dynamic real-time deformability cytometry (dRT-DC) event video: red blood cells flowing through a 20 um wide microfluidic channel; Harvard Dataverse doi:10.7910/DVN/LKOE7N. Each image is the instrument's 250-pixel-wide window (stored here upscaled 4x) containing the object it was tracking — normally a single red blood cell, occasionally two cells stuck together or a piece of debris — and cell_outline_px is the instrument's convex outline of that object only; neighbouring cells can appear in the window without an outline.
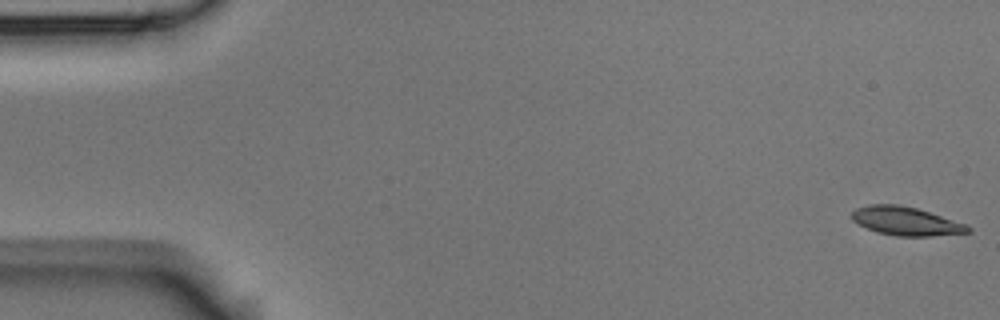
{"species": "Egyptian fruit bat (a non-hibernating species)", "species_latin": "Rousettus aegyptiacus", "temperature_condition": "room temperature", "stored_images_in_passage": 6, "camera_frame_rate_fps": 3000, "um_per_image_px": 0.085, "animal": {"sex": "male"}, "frame": {"image": 1, "passage_image": 1, "time_ms": 0.0, "image_size_px": [1000, 320], "cell_outline_px": [[972, 232], [932, 236], [896, 236], [876, 232], [856, 224], [852, 220], [852, 212], [856, 208], [868, 204], [896, 204], [916, 208], [968, 224], [972, 228]], "centroid_in_image_um": [77.01, 18.8], "position_along_channel_um": 8.0, "area_um2": 19.54}}